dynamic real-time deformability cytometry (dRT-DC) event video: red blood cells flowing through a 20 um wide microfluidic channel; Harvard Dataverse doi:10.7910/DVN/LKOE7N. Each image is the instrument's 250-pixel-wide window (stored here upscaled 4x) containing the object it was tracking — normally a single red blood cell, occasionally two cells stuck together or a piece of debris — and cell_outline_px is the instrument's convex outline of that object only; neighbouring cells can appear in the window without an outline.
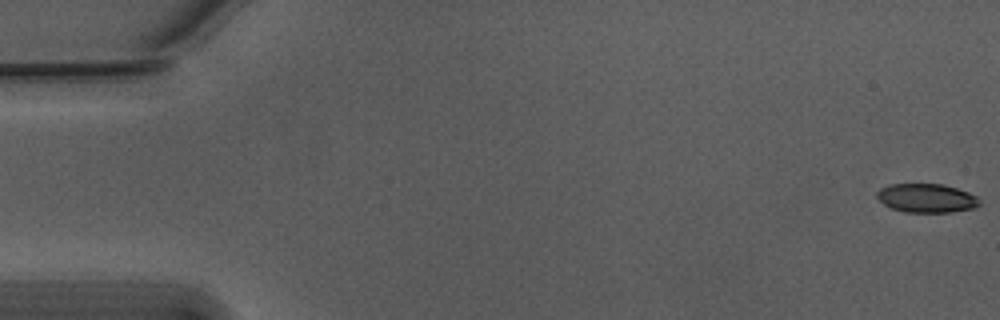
{"species": "Egyptian fruit bat (a non-hibernating species)", "species_latin": "Rousettus aegyptiacus", "temperature_condition": "warm", "stored_images_in_passage": 55, "camera_frame_rate_fps": 3000, "um_per_image_px": 0.085, "animal": {"sex": "male"}, "frame": {"image": 1, "passage_image": 1, "time_ms": 0.0, "image_size_px": [1000, 320], "cell_outline_px": [[980, 204], [972, 208], [952, 212], [904, 212], [892, 208], [884, 204], [876, 196], [876, 192], [880, 188], [888, 184], [944, 184], [968, 192], [976, 196], [980, 200]], "centroid_in_image_um": [78.74, 16.83], "position_along_channel_um": 6.3, "area_um2": 17.22}}
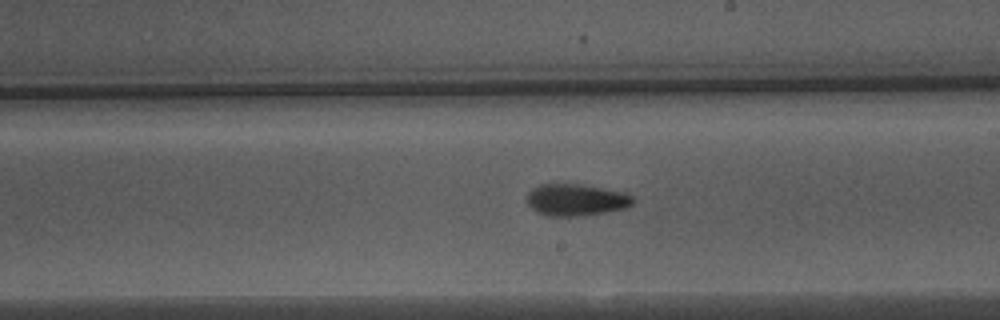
{"frame": {"image": 2, "passage_image": 32, "time_ms": 10.333, "image_size_px": [1000, 320], "cell_outline_px": [[636, 200], [632, 204], [624, 208], [604, 212], [576, 216], [548, 216], [536, 212], [528, 204], [528, 192], [532, 188], [540, 184], [580, 184], [624, 192], [632, 196]], "centroid_in_image_um": [48.95, 16.98], "position_along_channel_um": 240.0, "area_um2": 19.54}}
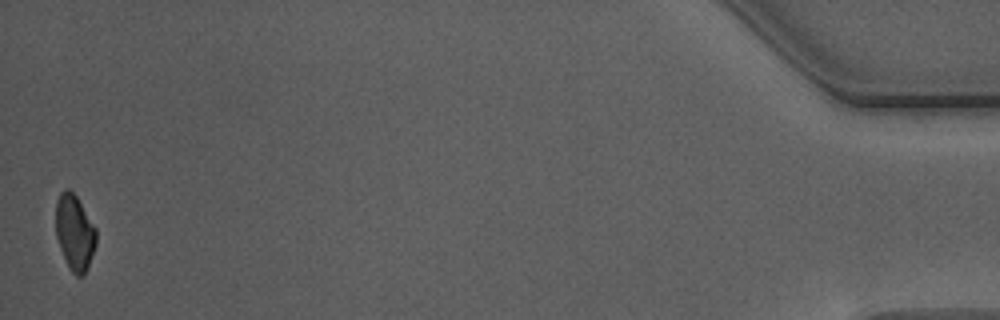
{"frame": {"image": 3, "passage_image": 55, "time_ms": 18.0, "image_size_px": [1000, 320], "cell_outline_px": [[96, 244], [88, 268], [84, 276], [76, 276], [72, 272], [60, 248], [56, 236], [56, 200], [60, 192], [64, 188], [68, 188], [76, 196], [96, 228]], "centroid_in_image_um": [6.35, 19.75], "position_along_channel_um": 428.9, "area_um2": 17.74}, "authors_computed_cell_mechanics": {"area_um2": 18.7272, "velocity_mm_per_s": 3.7662, "shape_relaxation_time_tau1_ms": 3.9505, "shape_relaxation_time_tau2_ms": 2.6685, "deformation_change_tau1": 0.1429, "deformation_change_tau2": 0.0927}}